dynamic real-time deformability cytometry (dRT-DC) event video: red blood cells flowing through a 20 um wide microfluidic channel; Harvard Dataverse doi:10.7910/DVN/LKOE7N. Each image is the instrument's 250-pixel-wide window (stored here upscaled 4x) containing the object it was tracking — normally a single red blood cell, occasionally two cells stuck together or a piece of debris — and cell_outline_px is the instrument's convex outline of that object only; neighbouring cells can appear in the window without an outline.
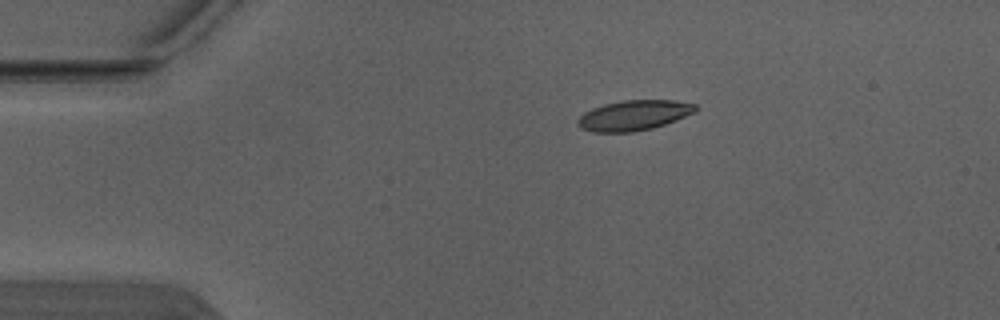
{"species": "Egyptian fruit bat (a non-hibernating species)", "species_latin": "Rousettus aegyptiacus", "temperature_condition": "warm", "stored_images_in_passage": 2, "camera_frame_rate_fps": 3000, "um_per_image_px": 0.085, "animal": {"sex": "male"}, "frame": {"image": 1, "passage_image": 1, "time_ms": 0.0, "image_size_px": [1000, 320], "cell_outline_px": [[696, 112], [676, 120], [652, 128], [632, 132], [592, 132], [580, 128], [576, 120], [584, 112], [592, 108], [604, 104], [624, 100], [672, 100], [696, 104]], "centroid_in_image_um": [53.85, 9.8], "position_along_channel_um": 31.1, "area_um2": 20.69}}